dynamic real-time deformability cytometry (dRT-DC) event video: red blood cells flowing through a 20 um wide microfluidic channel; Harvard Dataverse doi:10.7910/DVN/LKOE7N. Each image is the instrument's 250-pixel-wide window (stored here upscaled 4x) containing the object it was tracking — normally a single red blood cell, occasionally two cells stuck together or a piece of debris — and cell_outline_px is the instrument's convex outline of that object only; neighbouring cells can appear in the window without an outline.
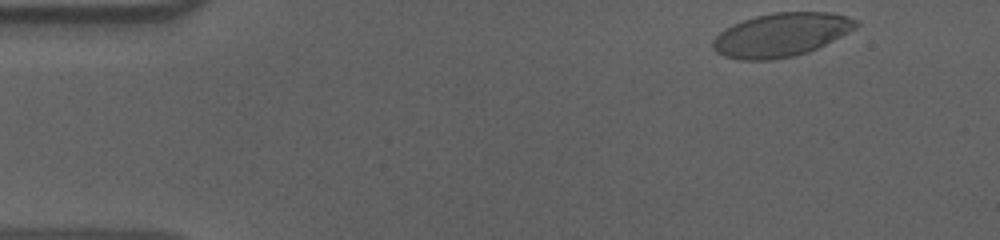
{"species": "human", "species_latin": "Homo sapiens", "temperature_condition": "cold", "stored_images_in_passage": 52, "camera_frame_rate_fps": 3000, "um_per_image_px": 0.085, "donor": {"sex": "male"}, "frame": {"image": 1, "passage_image": 1, "time_ms": 0.0, "image_size_px": [1000, 240], "cell_outline_px": [[860, 24], [856, 28], [808, 52], [792, 56], [772, 60], [740, 60], [724, 56], [716, 52], [712, 48], [712, 40], [720, 32], [732, 24], [756, 16], [776, 12], [828, 12], [844, 16], [856, 20]], "centroid_in_image_um": [66.35, 2.96], "position_along_channel_um": 18.6, "area_um2": 36.07}}
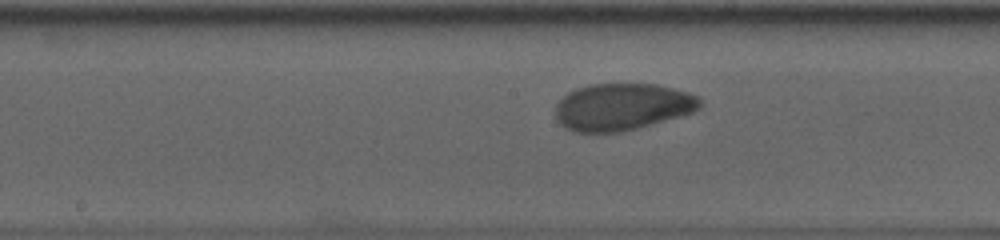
{"frame": {"image": 2, "passage_image": 24, "time_ms": 7.667, "image_size_px": [1000, 240], "cell_outline_px": [[704, 104], [700, 108], [692, 112], [680, 116], [636, 128], [620, 132], [576, 132], [564, 128], [556, 120], [556, 104], [568, 92], [576, 88], [588, 84], [656, 84], [688, 92], [696, 96]], "centroid_in_image_um": [52.87, 9.08], "position_along_channel_um": 195.3, "area_um2": 39.54}}
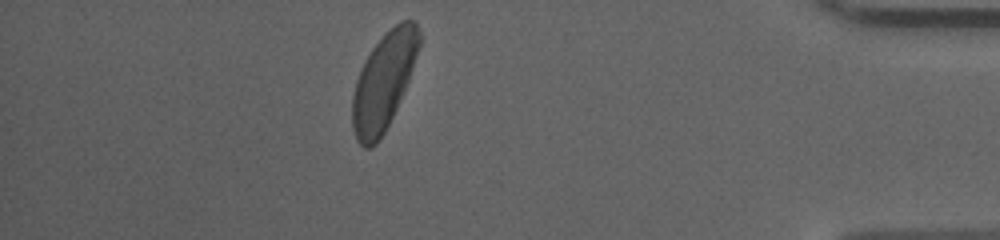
{"frame": {"image": 3, "passage_image": 45, "time_ms": 14.667, "image_size_px": [1000, 240], "cell_outline_px": [[420, 44], [408, 80], [396, 108], [380, 140], [372, 148], [364, 148], [356, 140], [352, 128], [352, 96], [356, 80], [360, 68], [364, 60], [372, 48], [400, 20], [416, 20], [420, 32]], "centroid_in_image_um": [32.59, 6.94], "position_along_channel_um": 402.6, "area_um2": 37.34}, "authors_computed_cell_mechanics": {"area_um2": 38.3792, "velocity_mm_per_s": 3.596, "shape_relaxation_time_tau1_ms": 3.3945, "shape_relaxation_time_tau2_ms": 2.2062, "deformation_change_tau1": 0.1393, "deformation_change_tau2": 0.0557}}